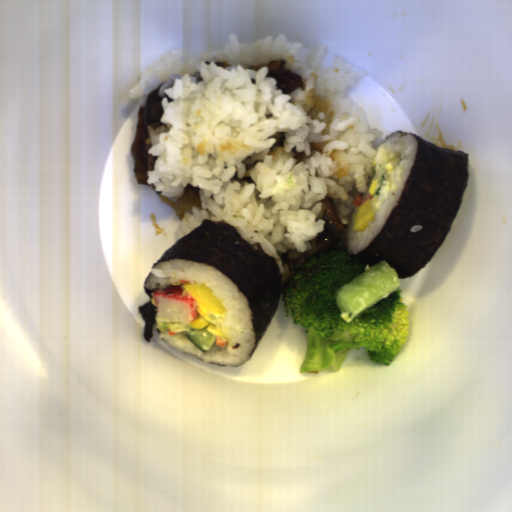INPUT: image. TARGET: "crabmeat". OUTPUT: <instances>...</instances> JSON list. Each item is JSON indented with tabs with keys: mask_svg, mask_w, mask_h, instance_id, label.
<instances>
[{
	"mask_svg": "<svg viewBox=\"0 0 512 512\" xmlns=\"http://www.w3.org/2000/svg\"><path fill=\"white\" fill-rule=\"evenodd\" d=\"M150 295L156 304L155 316L188 325L199 315L196 301L193 297L183 295V288L180 285L156 289L151 291Z\"/></svg>",
	"mask_w": 512,
	"mask_h": 512,
	"instance_id": "crabmeat-1",
	"label": "crabmeat"
}]
</instances>
